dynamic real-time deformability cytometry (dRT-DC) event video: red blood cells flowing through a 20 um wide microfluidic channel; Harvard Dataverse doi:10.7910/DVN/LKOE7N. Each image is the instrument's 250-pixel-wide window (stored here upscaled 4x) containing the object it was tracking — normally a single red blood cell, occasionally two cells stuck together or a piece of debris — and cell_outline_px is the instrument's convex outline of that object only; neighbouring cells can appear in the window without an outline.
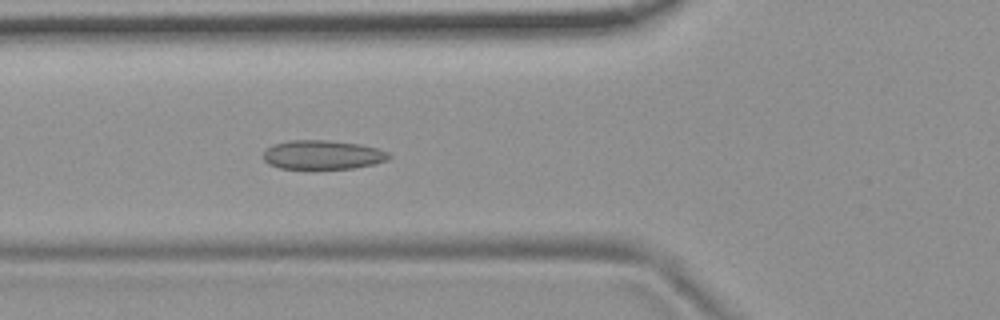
{"species": "common noctule bat (a hibernating species)", "species_latin": "Nyctalus noctula", "temperature_condition": "room temperature", "stored_images_in_passage": 55, "camera_frame_rate_fps": 3000, "um_per_image_px": 0.085, "animal": {"sex": "female", "body_mass_g": 19.9}, "frame": {"image": 1, "passage_image": 19, "time_ms": 6.0, "image_size_px": [1000, 320], "cell_outline_px": [[392, 156], [388, 160], [372, 164], [352, 168], [280, 168], [268, 164], [264, 160], [264, 152], [272, 144], [288, 140], [328, 140], [360, 144], [376, 148], [388, 152]], "centroid_in_image_um": [27.42, 13.14], "position_along_channel_um": 98.4, "area_um2": 21.15}}
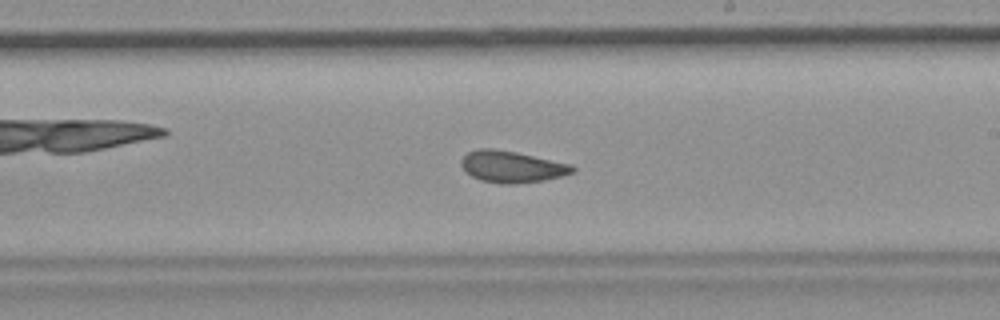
{"frame": {"image": 2, "passage_image": 31, "time_ms": 10.0, "image_size_px": [1000, 320], "cell_outline_px": [[576, 172], [564, 176], [544, 180], [516, 184], [500, 184], [480, 180], [464, 172], [460, 164], [460, 160], [468, 152], [480, 148], [492, 148], [516, 152], [572, 164], [576, 168]], "centroid_in_image_um": [43.52, 14.18], "position_along_channel_um": 245.5, "area_um2": 20.81}}
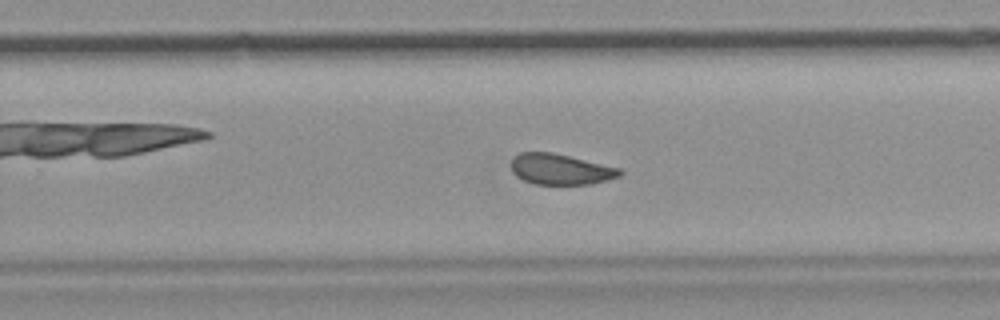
{"frame": {"image": 3, "passage_image": 34, "time_ms": 11.0, "image_size_px": [1000, 320], "cell_outline_px": [[624, 172], [620, 176], [592, 184], [536, 184], [524, 180], [516, 176], [512, 172], [512, 156], [520, 152], [552, 152], [620, 168]], "centroid_in_image_um": [47.63, 14.38], "position_along_channel_um": 282.2, "area_um2": 19.42}, "authors_computed_cell_mechanics": {"area_um2": 20.9236, "velocity_mm_per_s": 3.6878, "shape_relaxation_time_tau1_ms": null, "shape_relaxation_time_tau2_ms": 1.957, "deformation_change_tau1": null, "deformation_change_tau2": 0.0786}}